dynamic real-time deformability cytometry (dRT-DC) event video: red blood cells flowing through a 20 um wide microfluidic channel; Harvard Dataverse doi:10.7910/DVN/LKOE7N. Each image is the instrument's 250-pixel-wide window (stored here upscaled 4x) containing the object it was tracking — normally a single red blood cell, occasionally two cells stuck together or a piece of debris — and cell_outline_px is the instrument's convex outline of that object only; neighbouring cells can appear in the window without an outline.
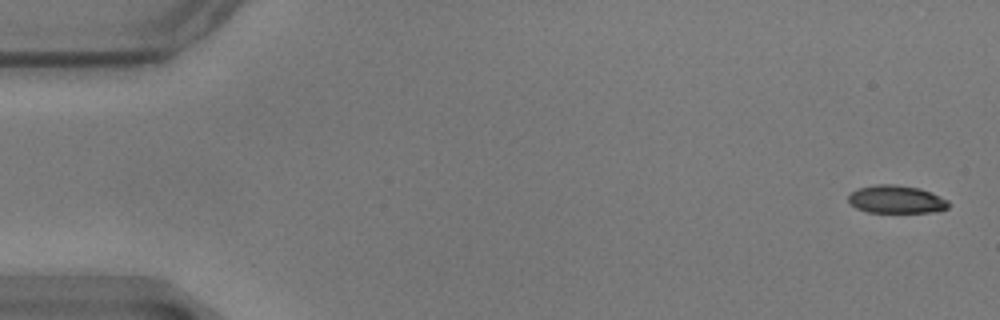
{"species": "common noctule bat (a hibernating species)", "species_latin": "Nyctalus noctula", "temperature_condition": "warm", "stored_images_in_passage": 58, "camera_frame_rate_fps": 3000, "um_per_image_px": 0.085, "animal": {"sex": "male", "body_mass_g": 17.9}, "frame": {"image": 1, "passage_image": 2, "time_ms": 0.333, "image_size_px": [1000, 320], "cell_outline_px": [[948, 208], [932, 212], [868, 212], [856, 208], [848, 200], [848, 196], [852, 192], [860, 188], [876, 184], [892, 184], [920, 188], [932, 192], [948, 200]], "centroid_in_image_um": [76.2, 16.94], "position_along_channel_um": 8.8, "area_um2": 16.18}}
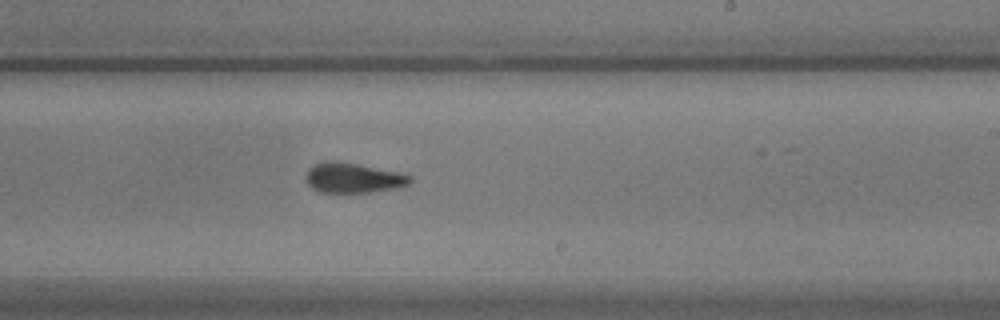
{"frame": {"image": 2, "passage_image": 35, "time_ms": 11.333, "image_size_px": [1000, 320], "cell_outline_px": [[412, 180], [408, 184], [392, 188], [368, 192], [316, 192], [304, 180], [308, 168], [312, 164], [324, 160], [336, 160], [396, 172], [412, 176]], "centroid_in_image_um": [29.9, 15.1], "position_along_channel_um": 259.1, "area_um2": 18.15}}
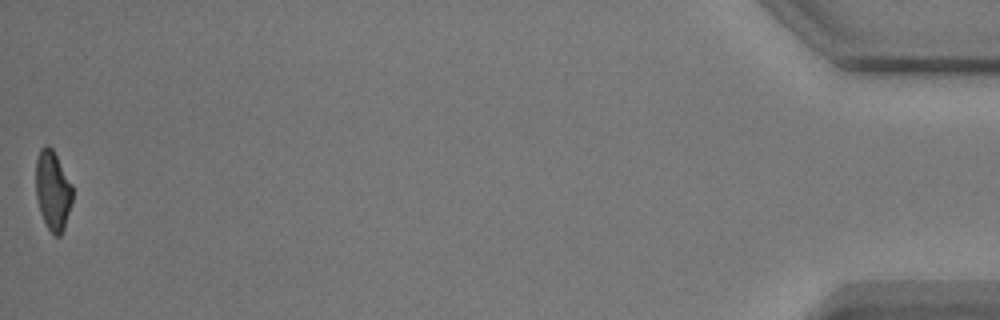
{"frame": {"image": 3, "passage_image": 58, "time_ms": 19.0, "image_size_px": [1000, 320], "cell_outline_px": [[72, 200], [64, 228], [60, 236], [56, 236], [48, 228], [40, 212], [36, 196], [36, 160], [40, 148], [44, 144], [48, 144], [52, 148], [72, 184]], "centroid_in_image_um": [4.48, 16.15], "position_along_channel_um": 430.7, "area_um2": 16.88}, "authors_computed_cell_mechanics": {"area_um2": 18.0336, "velocity_mm_per_s": 3.4922, "shape_relaxation_time_tau1_ms": 4.751, "shape_relaxation_time_tau2_ms": 1.9911, "deformation_change_tau1": 0.1509, "deformation_change_tau2": 0.0954}}